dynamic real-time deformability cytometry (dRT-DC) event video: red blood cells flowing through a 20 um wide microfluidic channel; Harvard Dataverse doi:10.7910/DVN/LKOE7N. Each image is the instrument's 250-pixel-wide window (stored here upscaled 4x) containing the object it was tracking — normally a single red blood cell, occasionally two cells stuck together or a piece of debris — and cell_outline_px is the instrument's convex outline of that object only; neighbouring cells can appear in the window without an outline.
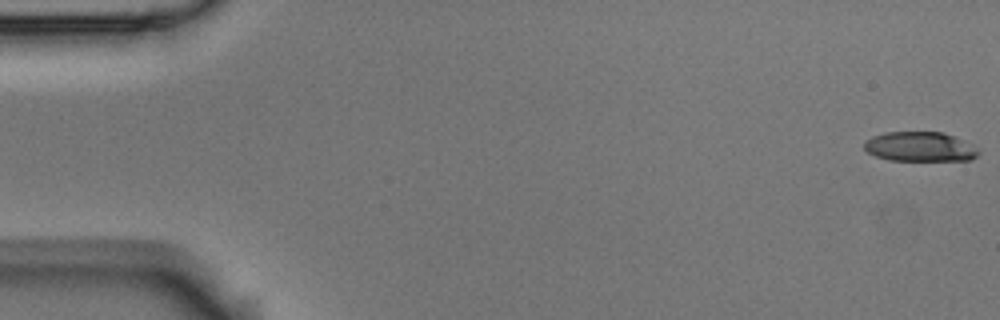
{"species": "Egyptian fruit bat (a non-hibernating species)", "species_latin": "Rousettus aegyptiacus", "temperature_condition": "room temperature", "stored_images_in_passage": 5, "camera_frame_rate_fps": 3000, "um_per_image_px": 0.085, "animal": {"sex": "male"}, "frame": {"image": 1, "passage_image": 1, "time_ms": 0.0, "image_size_px": [1000, 320], "cell_outline_px": [[980, 152], [972, 160], [888, 160], [876, 156], [868, 152], [864, 148], [864, 140], [872, 136], [884, 132], [944, 132], [956, 136], [976, 148]], "centroid_in_image_um": [78.17, 12.46], "position_along_channel_um": 6.8, "area_um2": 19.77}}
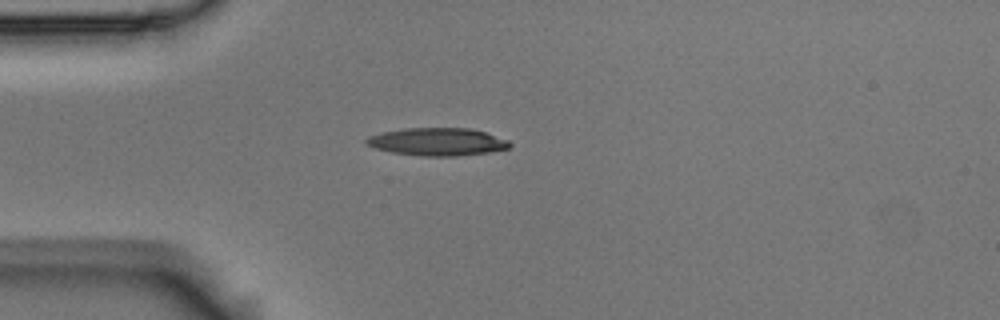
{"frame": {"image": 2, "passage_image": 5, "time_ms": 1.333, "image_size_px": [1000, 320], "cell_outline_px": [[512, 144], [508, 148], [488, 152], [456, 156], [424, 156], [392, 152], [376, 148], [368, 144], [364, 140], [368, 136], [384, 132], [404, 128], [468, 128], [484, 132], [508, 140]], "centroid_in_image_um": [37.18, 12.05], "position_along_channel_um": 47.8, "area_um2": 22.89}}